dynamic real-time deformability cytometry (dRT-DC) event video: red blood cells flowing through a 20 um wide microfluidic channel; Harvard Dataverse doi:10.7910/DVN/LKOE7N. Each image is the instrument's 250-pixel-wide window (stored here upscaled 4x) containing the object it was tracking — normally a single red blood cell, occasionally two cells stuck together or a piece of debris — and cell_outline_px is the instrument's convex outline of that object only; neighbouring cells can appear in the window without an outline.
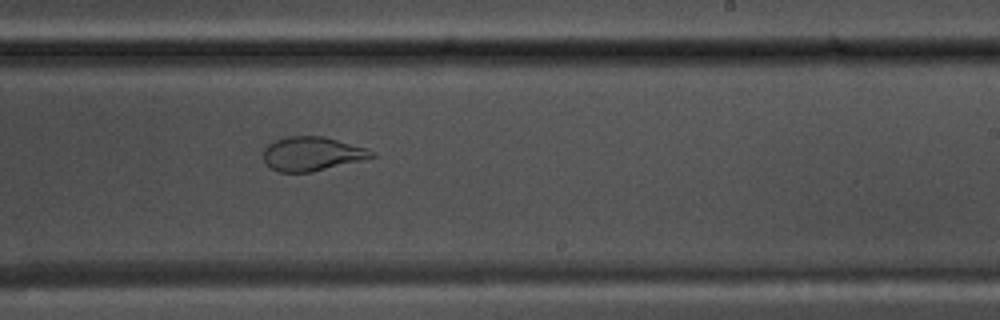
{"species": "common noctule bat (a hibernating species)", "species_latin": "Nyctalus noctula", "temperature_condition": "warm", "stored_images_in_passage": 43, "camera_frame_rate_fps": 3000, "um_per_image_px": 0.085, "animal": {"sex": "male", "body_mass_g": 17.5, "forearm_length_mm": 52.3}, "frame": {"image": 1, "passage_image": 22, "time_ms": 7.0, "image_size_px": [1000, 320], "cell_outline_px": [[376, 156], [312, 172], [280, 172], [272, 168], [264, 160], [264, 148], [268, 144], [276, 140], [288, 136], [324, 136], [368, 148], [376, 152]], "centroid_in_image_um": [26.54, 13.06], "position_along_channel_um": 262.5, "area_um2": 21.33}}
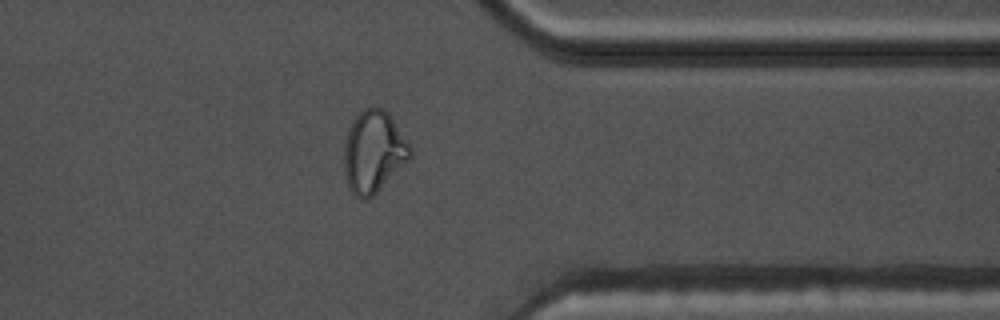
{"frame": {"image": 2, "passage_image": 32, "time_ms": 10.333, "image_size_px": [1000, 320], "cell_outline_px": [[412, 152], [408, 160], [368, 200], [360, 200], [348, 188], [344, 172], [344, 144], [348, 128], [352, 120], [360, 108], [372, 104], [384, 108], [388, 112], [408, 144]], "centroid_in_image_um": [31.69, 12.85], "position_along_channel_um": 379.7, "area_um2": 31.67}}
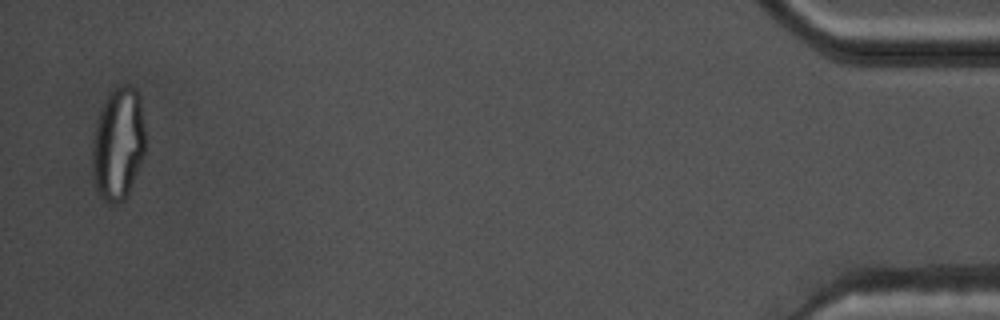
{"frame": {"image": 3, "passage_image": 42, "time_ms": 13.667, "image_size_px": [1000, 320], "cell_outline_px": [[144, 152], [140, 164], [128, 192], [124, 200], [116, 204], [108, 204], [100, 196], [96, 188], [92, 172], [92, 144], [96, 120], [104, 100], [112, 88], [124, 84], [132, 84], [136, 88], [140, 100], [144, 128]], "centroid_in_image_um": [10.02, 12.19], "position_along_channel_um": 425.2, "area_um2": 35.03}, "authors_computed_cell_mechanics": {"area_um2": 25.8944, "velocity_mm_per_s": 3.7318, "shape_relaxation_time_tau1_ms": null, "shape_relaxation_time_tau2_ms": 1.0386, "deformation_change_tau1": null, "deformation_change_tau2": 0.0752}}